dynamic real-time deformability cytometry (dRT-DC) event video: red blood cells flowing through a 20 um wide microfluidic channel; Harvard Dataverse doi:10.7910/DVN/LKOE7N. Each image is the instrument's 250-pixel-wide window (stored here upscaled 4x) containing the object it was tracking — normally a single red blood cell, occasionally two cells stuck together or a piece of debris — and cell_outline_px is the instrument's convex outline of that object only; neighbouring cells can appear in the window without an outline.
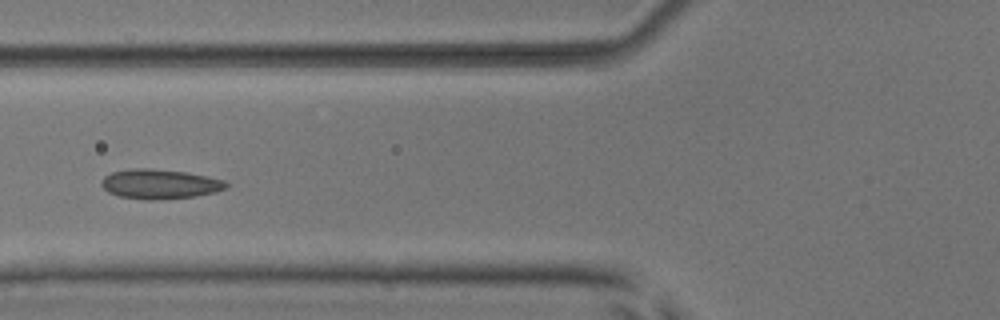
{"species": "common noctule bat (a hibernating species)", "species_latin": "Nyctalus noctula", "temperature_condition": "room temperature", "stored_images_in_passage": 10, "camera_frame_rate_fps": 3000, "um_per_image_px": 0.085, "animal": {"sex": "male", "body_mass_g": 17.9, "forearm_length_mm": 54.2}, "frame": {"image": 1, "passage_image": 6, "time_ms": 1.667, "image_size_px": [1000, 320], "cell_outline_px": [[228, 188], [216, 192], [192, 196], [152, 200], [148, 200], [120, 196], [108, 192], [100, 184], [100, 180], [104, 176], [112, 172], [136, 168], [148, 168], [184, 172], [208, 176], [224, 180], [228, 184]], "centroid_in_image_um": [13.58, 15.64], "position_along_channel_um": 112.2, "area_um2": 21.39}}
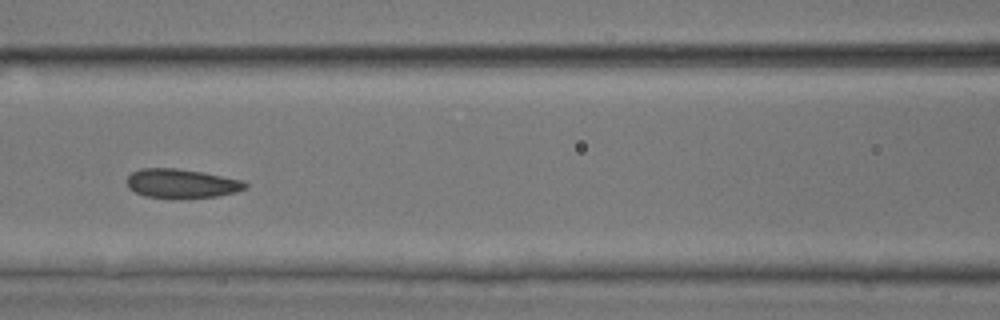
{"frame": {"image": 2, "passage_image": 7, "time_ms": 2.0, "image_size_px": [1000, 320], "cell_outline_px": [[248, 188], [236, 192], [216, 196], [180, 200], [172, 200], [144, 196], [128, 188], [128, 176], [132, 172], [140, 168], [176, 168], [204, 172], [244, 180], [248, 184]], "centroid_in_image_um": [15.46, 15.62], "position_along_channel_um": 151.1, "area_um2": 20.75}}
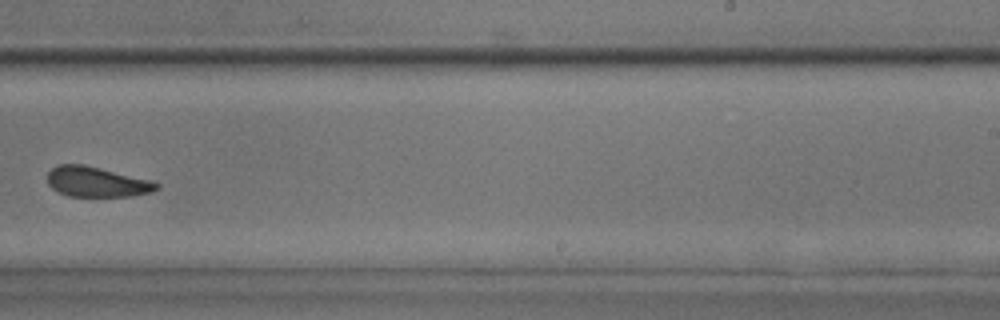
{"frame": {"image": 3, "passage_image": 10, "time_ms": 3.0, "image_size_px": [1000, 320], "cell_outline_px": [[160, 188], [152, 192], [132, 196], [68, 196], [52, 188], [48, 184], [48, 172], [56, 164], [84, 164], [152, 180], [160, 184]], "centroid_in_image_um": [8.25, 15.45], "position_along_channel_um": 280.8, "area_um2": 19.31}}